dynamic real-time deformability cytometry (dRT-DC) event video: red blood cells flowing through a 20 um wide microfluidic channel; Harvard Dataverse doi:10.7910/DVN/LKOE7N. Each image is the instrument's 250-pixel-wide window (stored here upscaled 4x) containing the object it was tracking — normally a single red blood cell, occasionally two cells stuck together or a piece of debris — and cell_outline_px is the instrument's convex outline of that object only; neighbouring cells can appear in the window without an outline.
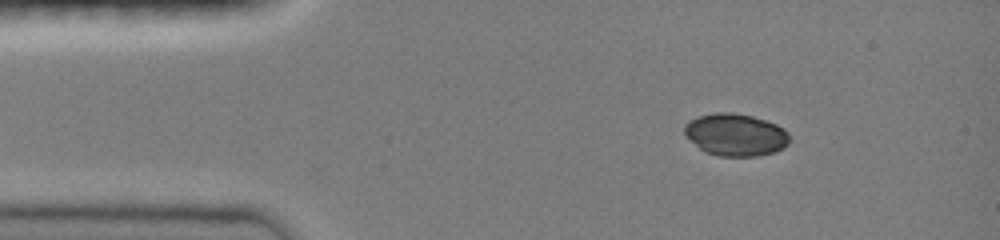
{"species": "common noctule bat (a hibernating species)", "species_latin": "Nyctalus noctula", "temperature_condition": "room temperature", "stored_images_in_passage": 41, "camera_frame_rate_fps": 3000, "um_per_image_px": 0.085, "animal": {"sex": "female", "body_mass_g": 19.0, "forearm_length_mm": 51.5}, "frame": {"image": 1, "passage_image": 1, "time_ms": 0.0, "image_size_px": [1000, 240], "cell_outline_px": [[788, 144], [784, 148], [772, 152], [756, 156], [720, 156], [704, 152], [684, 132], [684, 124], [688, 120], [696, 116], [716, 112], [732, 112], [752, 116], [776, 124], [784, 128], [788, 132]], "centroid_in_image_um": [62.51, 11.44], "position_along_channel_um": 22.5, "area_um2": 25.84}}
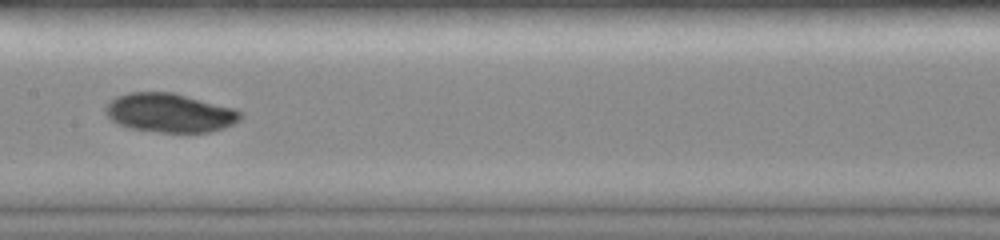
{"frame": {"image": 2, "passage_image": 18, "time_ms": 5.667, "image_size_px": [1000, 240], "cell_outline_px": [[244, 116], [240, 120], [224, 128], [212, 132], [160, 132], [128, 128], [112, 120], [104, 112], [104, 108], [116, 96], [128, 92], [176, 92], [236, 108]], "centroid_in_image_um": [14.47, 9.58], "position_along_channel_um": 192.9, "area_um2": 30.98}}
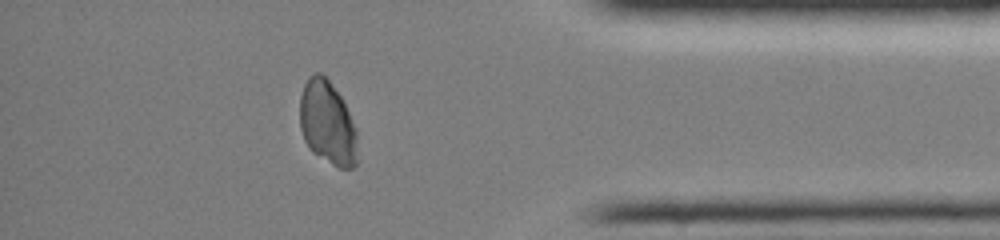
{"frame": {"image": 3, "passage_image": 35, "time_ms": 11.333, "image_size_px": [1000, 240], "cell_outline_px": [[356, 164], [352, 168], [340, 168], [332, 164], [312, 152], [304, 140], [300, 128], [300, 96], [304, 84], [308, 76], [316, 72], [320, 72], [328, 80], [340, 96], [356, 128]], "centroid_in_image_um": [27.8, 10.44], "position_along_channel_um": 407.4, "area_um2": 27.86}, "authors_computed_cell_mechanics": {"area_um2": 28.6688, "velocity_mm_per_s": 4.0705, "shape_relaxation_time_tau1_ms": 5.5521, "shape_relaxation_time_tau2_ms": null, "deformation_change_tau1": 0.1266, "deformation_change_tau2": null}}